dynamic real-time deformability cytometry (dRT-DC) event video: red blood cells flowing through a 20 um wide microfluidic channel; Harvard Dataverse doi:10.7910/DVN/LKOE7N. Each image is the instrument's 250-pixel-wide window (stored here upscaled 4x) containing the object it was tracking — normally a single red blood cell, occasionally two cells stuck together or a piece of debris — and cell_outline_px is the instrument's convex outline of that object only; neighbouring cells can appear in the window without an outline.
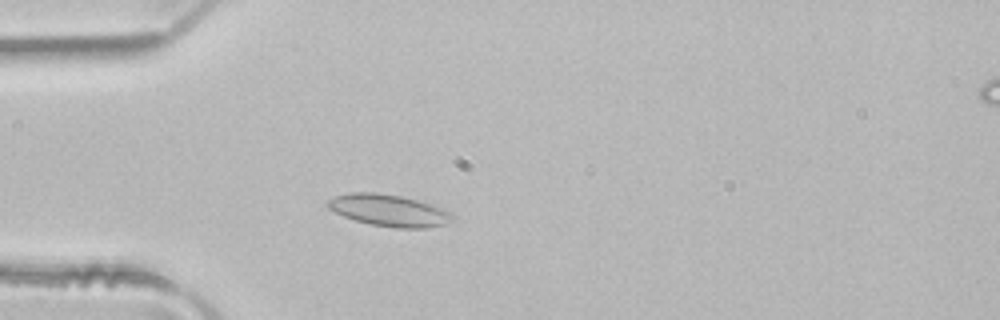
{"species": "common noctule bat (a hibernating species)", "species_latin": "Nyctalus noctula", "temperature_condition": "room temperature", "stored_images_in_passage": 3, "camera_frame_rate_fps": 3000, "um_per_image_px": 0.085, "animal": {"sex": "male", "body_mass_g": 21.5, "forearm_length_mm": 52.0}, "frame": {"image": 1, "passage_image": 3, "time_ms": 0.667, "image_size_px": [1000, 320], "cell_outline_px": [[456, 216], [452, 220], [444, 224], [428, 228], [396, 228], [372, 224], [356, 220], [344, 216], [328, 208], [324, 204], [328, 200], [336, 196], [352, 192], [376, 192], [400, 196], [416, 200], [452, 212]], "centroid_in_image_um": [33.06, 17.88], "position_along_channel_um": 51.9, "area_um2": 22.89}}